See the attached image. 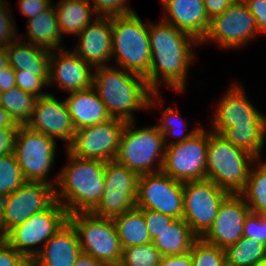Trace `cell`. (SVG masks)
Listing matches in <instances>:
<instances>
[{
    "label": "cell",
    "instance_id": "12",
    "mask_svg": "<svg viewBox=\"0 0 266 266\" xmlns=\"http://www.w3.org/2000/svg\"><path fill=\"white\" fill-rule=\"evenodd\" d=\"M140 175L115 160L105 162V189L100 202L91 211L113 218L136 207Z\"/></svg>",
    "mask_w": 266,
    "mask_h": 266
},
{
    "label": "cell",
    "instance_id": "17",
    "mask_svg": "<svg viewBox=\"0 0 266 266\" xmlns=\"http://www.w3.org/2000/svg\"><path fill=\"white\" fill-rule=\"evenodd\" d=\"M26 126L55 140H63L67 143L66 148L71 144L76 132L65 100H57L51 93L38 98L33 115Z\"/></svg>",
    "mask_w": 266,
    "mask_h": 266
},
{
    "label": "cell",
    "instance_id": "53",
    "mask_svg": "<svg viewBox=\"0 0 266 266\" xmlns=\"http://www.w3.org/2000/svg\"><path fill=\"white\" fill-rule=\"evenodd\" d=\"M8 57H7V53H6V48L5 46L0 50V73L1 71L8 67Z\"/></svg>",
    "mask_w": 266,
    "mask_h": 266
},
{
    "label": "cell",
    "instance_id": "37",
    "mask_svg": "<svg viewBox=\"0 0 266 266\" xmlns=\"http://www.w3.org/2000/svg\"><path fill=\"white\" fill-rule=\"evenodd\" d=\"M192 266H226L225 250L198 238L190 250Z\"/></svg>",
    "mask_w": 266,
    "mask_h": 266
},
{
    "label": "cell",
    "instance_id": "22",
    "mask_svg": "<svg viewBox=\"0 0 266 266\" xmlns=\"http://www.w3.org/2000/svg\"><path fill=\"white\" fill-rule=\"evenodd\" d=\"M164 7L162 20L188 33L199 43L205 37L210 19L203 0H161Z\"/></svg>",
    "mask_w": 266,
    "mask_h": 266
},
{
    "label": "cell",
    "instance_id": "25",
    "mask_svg": "<svg viewBox=\"0 0 266 266\" xmlns=\"http://www.w3.org/2000/svg\"><path fill=\"white\" fill-rule=\"evenodd\" d=\"M19 38L5 46L9 66L15 71L49 75L51 50L23 42Z\"/></svg>",
    "mask_w": 266,
    "mask_h": 266
},
{
    "label": "cell",
    "instance_id": "38",
    "mask_svg": "<svg viewBox=\"0 0 266 266\" xmlns=\"http://www.w3.org/2000/svg\"><path fill=\"white\" fill-rule=\"evenodd\" d=\"M48 79L49 75H35L23 70L15 71L16 86L38 98L49 94L42 92L43 87L49 86Z\"/></svg>",
    "mask_w": 266,
    "mask_h": 266
},
{
    "label": "cell",
    "instance_id": "46",
    "mask_svg": "<svg viewBox=\"0 0 266 266\" xmlns=\"http://www.w3.org/2000/svg\"><path fill=\"white\" fill-rule=\"evenodd\" d=\"M19 128H0V156L14 154L15 139Z\"/></svg>",
    "mask_w": 266,
    "mask_h": 266
},
{
    "label": "cell",
    "instance_id": "49",
    "mask_svg": "<svg viewBox=\"0 0 266 266\" xmlns=\"http://www.w3.org/2000/svg\"><path fill=\"white\" fill-rule=\"evenodd\" d=\"M16 86L15 70L8 66L0 73V93L8 91Z\"/></svg>",
    "mask_w": 266,
    "mask_h": 266
},
{
    "label": "cell",
    "instance_id": "32",
    "mask_svg": "<svg viewBox=\"0 0 266 266\" xmlns=\"http://www.w3.org/2000/svg\"><path fill=\"white\" fill-rule=\"evenodd\" d=\"M260 161L256 160V168L251 167L246 186L240 195L252 212L266 215V161Z\"/></svg>",
    "mask_w": 266,
    "mask_h": 266
},
{
    "label": "cell",
    "instance_id": "28",
    "mask_svg": "<svg viewBox=\"0 0 266 266\" xmlns=\"http://www.w3.org/2000/svg\"><path fill=\"white\" fill-rule=\"evenodd\" d=\"M55 11L62 36L79 35L95 14L89 0H61L56 4Z\"/></svg>",
    "mask_w": 266,
    "mask_h": 266
},
{
    "label": "cell",
    "instance_id": "35",
    "mask_svg": "<svg viewBox=\"0 0 266 266\" xmlns=\"http://www.w3.org/2000/svg\"><path fill=\"white\" fill-rule=\"evenodd\" d=\"M25 182L14 154L0 156V200L7 198Z\"/></svg>",
    "mask_w": 266,
    "mask_h": 266
},
{
    "label": "cell",
    "instance_id": "48",
    "mask_svg": "<svg viewBox=\"0 0 266 266\" xmlns=\"http://www.w3.org/2000/svg\"><path fill=\"white\" fill-rule=\"evenodd\" d=\"M158 266H192L191 254L162 256Z\"/></svg>",
    "mask_w": 266,
    "mask_h": 266
},
{
    "label": "cell",
    "instance_id": "42",
    "mask_svg": "<svg viewBox=\"0 0 266 266\" xmlns=\"http://www.w3.org/2000/svg\"><path fill=\"white\" fill-rule=\"evenodd\" d=\"M144 219L151 236V240L159 236V233L162 232L175 220V218L169 215L162 214L150 209H144Z\"/></svg>",
    "mask_w": 266,
    "mask_h": 266
},
{
    "label": "cell",
    "instance_id": "33",
    "mask_svg": "<svg viewBox=\"0 0 266 266\" xmlns=\"http://www.w3.org/2000/svg\"><path fill=\"white\" fill-rule=\"evenodd\" d=\"M224 250L226 266H256L266 257V245L253 238L242 237Z\"/></svg>",
    "mask_w": 266,
    "mask_h": 266
},
{
    "label": "cell",
    "instance_id": "40",
    "mask_svg": "<svg viewBox=\"0 0 266 266\" xmlns=\"http://www.w3.org/2000/svg\"><path fill=\"white\" fill-rule=\"evenodd\" d=\"M243 237L253 238L266 245V215L251 211L244 222Z\"/></svg>",
    "mask_w": 266,
    "mask_h": 266
},
{
    "label": "cell",
    "instance_id": "15",
    "mask_svg": "<svg viewBox=\"0 0 266 266\" xmlns=\"http://www.w3.org/2000/svg\"><path fill=\"white\" fill-rule=\"evenodd\" d=\"M126 121L111 118L106 122L76 130L66 148L72 155L103 162L115 160Z\"/></svg>",
    "mask_w": 266,
    "mask_h": 266
},
{
    "label": "cell",
    "instance_id": "3",
    "mask_svg": "<svg viewBox=\"0 0 266 266\" xmlns=\"http://www.w3.org/2000/svg\"><path fill=\"white\" fill-rule=\"evenodd\" d=\"M66 154L69 161L58 174L55 199L68 215L91 212L100 202L105 189V162L77 157L67 149Z\"/></svg>",
    "mask_w": 266,
    "mask_h": 266
},
{
    "label": "cell",
    "instance_id": "36",
    "mask_svg": "<svg viewBox=\"0 0 266 266\" xmlns=\"http://www.w3.org/2000/svg\"><path fill=\"white\" fill-rule=\"evenodd\" d=\"M162 258L152 242L126 247L118 266H158Z\"/></svg>",
    "mask_w": 266,
    "mask_h": 266
},
{
    "label": "cell",
    "instance_id": "23",
    "mask_svg": "<svg viewBox=\"0 0 266 266\" xmlns=\"http://www.w3.org/2000/svg\"><path fill=\"white\" fill-rule=\"evenodd\" d=\"M81 253L77 233L67 222L45 243L31 266H73Z\"/></svg>",
    "mask_w": 266,
    "mask_h": 266
},
{
    "label": "cell",
    "instance_id": "39",
    "mask_svg": "<svg viewBox=\"0 0 266 266\" xmlns=\"http://www.w3.org/2000/svg\"><path fill=\"white\" fill-rule=\"evenodd\" d=\"M95 17H119L126 16L134 12L127 6V0H92Z\"/></svg>",
    "mask_w": 266,
    "mask_h": 266
},
{
    "label": "cell",
    "instance_id": "30",
    "mask_svg": "<svg viewBox=\"0 0 266 266\" xmlns=\"http://www.w3.org/2000/svg\"><path fill=\"white\" fill-rule=\"evenodd\" d=\"M221 136L235 147L260 159L266 137V125H237L227 129Z\"/></svg>",
    "mask_w": 266,
    "mask_h": 266
},
{
    "label": "cell",
    "instance_id": "54",
    "mask_svg": "<svg viewBox=\"0 0 266 266\" xmlns=\"http://www.w3.org/2000/svg\"><path fill=\"white\" fill-rule=\"evenodd\" d=\"M256 266H266V257H264Z\"/></svg>",
    "mask_w": 266,
    "mask_h": 266
},
{
    "label": "cell",
    "instance_id": "18",
    "mask_svg": "<svg viewBox=\"0 0 266 266\" xmlns=\"http://www.w3.org/2000/svg\"><path fill=\"white\" fill-rule=\"evenodd\" d=\"M250 212L240 194H229L220 204L213 225L201 238L225 249L243 237L244 222Z\"/></svg>",
    "mask_w": 266,
    "mask_h": 266
},
{
    "label": "cell",
    "instance_id": "26",
    "mask_svg": "<svg viewBox=\"0 0 266 266\" xmlns=\"http://www.w3.org/2000/svg\"><path fill=\"white\" fill-rule=\"evenodd\" d=\"M26 32L29 38L27 42L49 50L62 49V34L57 20L55 6L50 5L41 14L31 18L27 22Z\"/></svg>",
    "mask_w": 266,
    "mask_h": 266
},
{
    "label": "cell",
    "instance_id": "44",
    "mask_svg": "<svg viewBox=\"0 0 266 266\" xmlns=\"http://www.w3.org/2000/svg\"><path fill=\"white\" fill-rule=\"evenodd\" d=\"M256 17L258 33H266V0H243Z\"/></svg>",
    "mask_w": 266,
    "mask_h": 266
},
{
    "label": "cell",
    "instance_id": "19",
    "mask_svg": "<svg viewBox=\"0 0 266 266\" xmlns=\"http://www.w3.org/2000/svg\"><path fill=\"white\" fill-rule=\"evenodd\" d=\"M220 99L212 118V133L222 135L227 129L237 125H266V116L248 100L240 85L232 84Z\"/></svg>",
    "mask_w": 266,
    "mask_h": 266
},
{
    "label": "cell",
    "instance_id": "31",
    "mask_svg": "<svg viewBox=\"0 0 266 266\" xmlns=\"http://www.w3.org/2000/svg\"><path fill=\"white\" fill-rule=\"evenodd\" d=\"M37 100L38 97L17 86L0 93V105L20 125H26L31 119Z\"/></svg>",
    "mask_w": 266,
    "mask_h": 266
},
{
    "label": "cell",
    "instance_id": "27",
    "mask_svg": "<svg viewBox=\"0 0 266 266\" xmlns=\"http://www.w3.org/2000/svg\"><path fill=\"white\" fill-rule=\"evenodd\" d=\"M199 237L190 226L181 219H175L159 236L152 240L162 256L181 255L190 252L192 245Z\"/></svg>",
    "mask_w": 266,
    "mask_h": 266
},
{
    "label": "cell",
    "instance_id": "24",
    "mask_svg": "<svg viewBox=\"0 0 266 266\" xmlns=\"http://www.w3.org/2000/svg\"><path fill=\"white\" fill-rule=\"evenodd\" d=\"M68 94L69 97L65 99V103L76 130L103 123L112 118L93 86Z\"/></svg>",
    "mask_w": 266,
    "mask_h": 266
},
{
    "label": "cell",
    "instance_id": "5",
    "mask_svg": "<svg viewBox=\"0 0 266 266\" xmlns=\"http://www.w3.org/2000/svg\"><path fill=\"white\" fill-rule=\"evenodd\" d=\"M112 57L120 68L139 74L149 75L151 49L149 24L145 25L137 13L112 17Z\"/></svg>",
    "mask_w": 266,
    "mask_h": 266
},
{
    "label": "cell",
    "instance_id": "51",
    "mask_svg": "<svg viewBox=\"0 0 266 266\" xmlns=\"http://www.w3.org/2000/svg\"><path fill=\"white\" fill-rule=\"evenodd\" d=\"M73 266H104L101 262L93 258L91 255L81 253Z\"/></svg>",
    "mask_w": 266,
    "mask_h": 266
},
{
    "label": "cell",
    "instance_id": "10",
    "mask_svg": "<svg viewBox=\"0 0 266 266\" xmlns=\"http://www.w3.org/2000/svg\"><path fill=\"white\" fill-rule=\"evenodd\" d=\"M208 143L209 130L201 127L186 141L168 144L162 171L182 183L206 179Z\"/></svg>",
    "mask_w": 266,
    "mask_h": 266
},
{
    "label": "cell",
    "instance_id": "4",
    "mask_svg": "<svg viewBox=\"0 0 266 266\" xmlns=\"http://www.w3.org/2000/svg\"><path fill=\"white\" fill-rule=\"evenodd\" d=\"M256 160L252 154L235 147L223 136L209 131L206 179L229 194H240L244 190Z\"/></svg>",
    "mask_w": 266,
    "mask_h": 266
},
{
    "label": "cell",
    "instance_id": "41",
    "mask_svg": "<svg viewBox=\"0 0 266 266\" xmlns=\"http://www.w3.org/2000/svg\"><path fill=\"white\" fill-rule=\"evenodd\" d=\"M6 0H0V42L7 46L17 39V27L9 11V4ZM10 14V15H9Z\"/></svg>",
    "mask_w": 266,
    "mask_h": 266
},
{
    "label": "cell",
    "instance_id": "1",
    "mask_svg": "<svg viewBox=\"0 0 266 266\" xmlns=\"http://www.w3.org/2000/svg\"><path fill=\"white\" fill-rule=\"evenodd\" d=\"M149 41L151 64L146 82L150 90L160 93V82H163V86L182 92L187 84L188 69L195 58L193 47L195 49L200 43L163 20L149 23Z\"/></svg>",
    "mask_w": 266,
    "mask_h": 266
},
{
    "label": "cell",
    "instance_id": "52",
    "mask_svg": "<svg viewBox=\"0 0 266 266\" xmlns=\"http://www.w3.org/2000/svg\"><path fill=\"white\" fill-rule=\"evenodd\" d=\"M7 238V227L4 219V208L2 201L0 200V239L5 241Z\"/></svg>",
    "mask_w": 266,
    "mask_h": 266
},
{
    "label": "cell",
    "instance_id": "7",
    "mask_svg": "<svg viewBox=\"0 0 266 266\" xmlns=\"http://www.w3.org/2000/svg\"><path fill=\"white\" fill-rule=\"evenodd\" d=\"M68 222L77 233L82 253L91 255L104 266L119 265L123 248L112 218L76 212L68 215Z\"/></svg>",
    "mask_w": 266,
    "mask_h": 266
},
{
    "label": "cell",
    "instance_id": "21",
    "mask_svg": "<svg viewBox=\"0 0 266 266\" xmlns=\"http://www.w3.org/2000/svg\"><path fill=\"white\" fill-rule=\"evenodd\" d=\"M77 36L78 44L73 51L79 57L92 68L109 65L112 60L111 18L96 17Z\"/></svg>",
    "mask_w": 266,
    "mask_h": 266
},
{
    "label": "cell",
    "instance_id": "2",
    "mask_svg": "<svg viewBox=\"0 0 266 266\" xmlns=\"http://www.w3.org/2000/svg\"><path fill=\"white\" fill-rule=\"evenodd\" d=\"M94 70L92 86L112 118L135 121L134 111L153 109L161 100V93H153L139 74L109 65Z\"/></svg>",
    "mask_w": 266,
    "mask_h": 266
},
{
    "label": "cell",
    "instance_id": "29",
    "mask_svg": "<svg viewBox=\"0 0 266 266\" xmlns=\"http://www.w3.org/2000/svg\"><path fill=\"white\" fill-rule=\"evenodd\" d=\"M112 219L123 249L152 242L144 219V209L135 207Z\"/></svg>",
    "mask_w": 266,
    "mask_h": 266
},
{
    "label": "cell",
    "instance_id": "6",
    "mask_svg": "<svg viewBox=\"0 0 266 266\" xmlns=\"http://www.w3.org/2000/svg\"><path fill=\"white\" fill-rule=\"evenodd\" d=\"M134 122H126L123 128L115 161L138 175L162 171L166 147L163 134L156 125L135 129Z\"/></svg>",
    "mask_w": 266,
    "mask_h": 266
},
{
    "label": "cell",
    "instance_id": "16",
    "mask_svg": "<svg viewBox=\"0 0 266 266\" xmlns=\"http://www.w3.org/2000/svg\"><path fill=\"white\" fill-rule=\"evenodd\" d=\"M55 200L54 186L45 182H25L1 200L7 235L12 228L23 224L33 214L47 209Z\"/></svg>",
    "mask_w": 266,
    "mask_h": 266
},
{
    "label": "cell",
    "instance_id": "47",
    "mask_svg": "<svg viewBox=\"0 0 266 266\" xmlns=\"http://www.w3.org/2000/svg\"><path fill=\"white\" fill-rule=\"evenodd\" d=\"M235 0H203L206 13L211 20L224 12Z\"/></svg>",
    "mask_w": 266,
    "mask_h": 266
},
{
    "label": "cell",
    "instance_id": "43",
    "mask_svg": "<svg viewBox=\"0 0 266 266\" xmlns=\"http://www.w3.org/2000/svg\"><path fill=\"white\" fill-rule=\"evenodd\" d=\"M0 266H31V262L6 241L0 243Z\"/></svg>",
    "mask_w": 266,
    "mask_h": 266
},
{
    "label": "cell",
    "instance_id": "14",
    "mask_svg": "<svg viewBox=\"0 0 266 266\" xmlns=\"http://www.w3.org/2000/svg\"><path fill=\"white\" fill-rule=\"evenodd\" d=\"M183 206L184 183L176 181L163 171L140 175L137 208L150 209L181 219Z\"/></svg>",
    "mask_w": 266,
    "mask_h": 266
},
{
    "label": "cell",
    "instance_id": "45",
    "mask_svg": "<svg viewBox=\"0 0 266 266\" xmlns=\"http://www.w3.org/2000/svg\"><path fill=\"white\" fill-rule=\"evenodd\" d=\"M51 4V0H19V10L29 20L41 14Z\"/></svg>",
    "mask_w": 266,
    "mask_h": 266
},
{
    "label": "cell",
    "instance_id": "13",
    "mask_svg": "<svg viewBox=\"0 0 266 266\" xmlns=\"http://www.w3.org/2000/svg\"><path fill=\"white\" fill-rule=\"evenodd\" d=\"M256 33V17L249 12L243 0H235L224 12L210 20L200 45L215 41L221 48L236 49L246 45Z\"/></svg>",
    "mask_w": 266,
    "mask_h": 266
},
{
    "label": "cell",
    "instance_id": "50",
    "mask_svg": "<svg viewBox=\"0 0 266 266\" xmlns=\"http://www.w3.org/2000/svg\"><path fill=\"white\" fill-rule=\"evenodd\" d=\"M20 124L16 123L10 114L0 105V128H19Z\"/></svg>",
    "mask_w": 266,
    "mask_h": 266
},
{
    "label": "cell",
    "instance_id": "11",
    "mask_svg": "<svg viewBox=\"0 0 266 266\" xmlns=\"http://www.w3.org/2000/svg\"><path fill=\"white\" fill-rule=\"evenodd\" d=\"M228 195L208 179L184 183L182 218L199 238L213 225L219 206Z\"/></svg>",
    "mask_w": 266,
    "mask_h": 266
},
{
    "label": "cell",
    "instance_id": "9",
    "mask_svg": "<svg viewBox=\"0 0 266 266\" xmlns=\"http://www.w3.org/2000/svg\"><path fill=\"white\" fill-rule=\"evenodd\" d=\"M67 222L66 209L55 200L47 209L33 214L23 224L12 228L5 241L31 262L45 243Z\"/></svg>",
    "mask_w": 266,
    "mask_h": 266
},
{
    "label": "cell",
    "instance_id": "20",
    "mask_svg": "<svg viewBox=\"0 0 266 266\" xmlns=\"http://www.w3.org/2000/svg\"><path fill=\"white\" fill-rule=\"evenodd\" d=\"M92 69L74 51L51 50L48 85L57 84L66 93L88 89L93 84Z\"/></svg>",
    "mask_w": 266,
    "mask_h": 266
},
{
    "label": "cell",
    "instance_id": "55",
    "mask_svg": "<svg viewBox=\"0 0 266 266\" xmlns=\"http://www.w3.org/2000/svg\"><path fill=\"white\" fill-rule=\"evenodd\" d=\"M4 47V45L0 42V50Z\"/></svg>",
    "mask_w": 266,
    "mask_h": 266
},
{
    "label": "cell",
    "instance_id": "34",
    "mask_svg": "<svg viewBox=\"0 0 266 266\" xmlns=\"http://www.w3.org/2000/svg\"><path fill=\"white\" fill-rule=\"evenodd\" d=\"M160 120V123L156 126L158 130L163 134L165 146L174 142L186 141L202 127L198 126L197 128H194L193 130H190V132L184 134L187 128V123L185 119L181 117L179 111H175L173 108H171V106L162 111V117L160 118ZM171 135L172 137L174 136L175 139L177 138V140L175 141L174 139L171 140L170 143H168L167 137Z\"/></svg>",
    "mask_w": 266,
    "mask_h": 266
},
{
    "label": "cell",
    "instance_id": "8",
    "mask_svg": "<svg viewBox=\"0 0 266 266\" xmlns=\"http://www.w3.org/2000/svg\"><path fill=\"white\" fill-rule=\"evenodd\" d=\"M56 142L43 133L20 125L15 139L14 155L26 181L45 182L56 187L58 174L52 181L48 180V173L55 161Z\"/></svg>",
    "mask_w": 266,
    "mask_h": 266
}]
</instances>
